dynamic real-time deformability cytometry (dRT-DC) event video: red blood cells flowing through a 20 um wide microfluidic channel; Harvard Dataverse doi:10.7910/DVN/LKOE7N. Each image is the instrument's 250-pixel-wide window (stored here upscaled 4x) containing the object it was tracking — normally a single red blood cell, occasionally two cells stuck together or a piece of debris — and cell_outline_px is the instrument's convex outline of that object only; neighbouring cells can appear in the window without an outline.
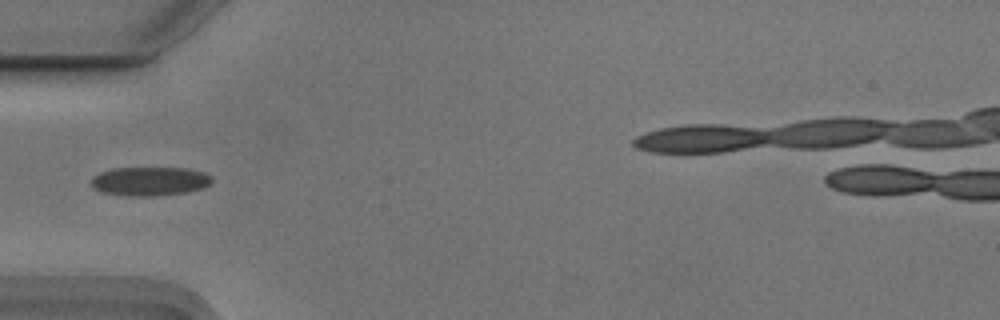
{"species": "Egyptian fruit bat (a non-hibernating species)", "species_latin": "Rousettus aegyptiacus", "temperature_condition": "cold", "stored_images_in_passage": 34, "camera_frame_rate_fps": 3000, "um_per_image_px": 0.085, "animal": {"sex": "male"}, "frame": {"image": 1, "passage_image": 1, "time_ms": 0.0, "image_size_px": [1000, 320], "cell_outline_px": [[212, 184], [204, 188], [188, 192], [156, 196], [124, 196], [100, 192], [92, 188], [92, 176], [100, 172], [112, 168], [184, 168], [204, 172], [212, 176]], "centroid_in_image_um": [12.73, 15.42], "position_along_channel_um": 72.3, "area_um2": 20.69}}
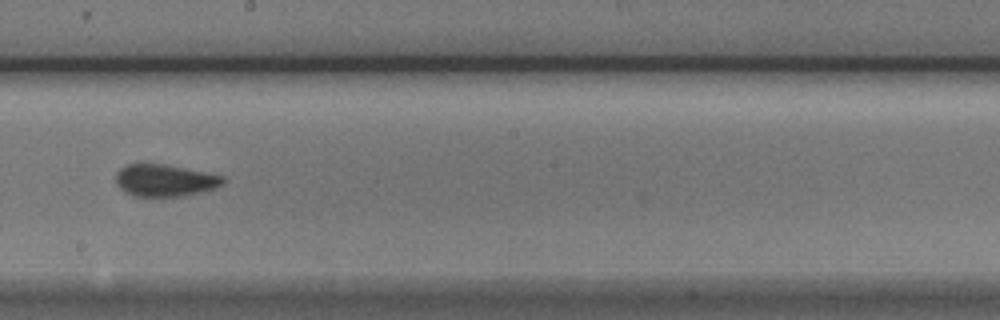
{"frame": {"image": 2, "passage_image": 14, "time_ms": 4.333, "image_size_px": [1000, 320], "cell_outline_px": [[224, 184], [216, 188], [184, 196], [132, 196], [124, 192], [116, 184], [116, 172], [120, 168], [128, 164], [164, 164], [208, 172], [224, 176]], "centroid_in_image_um": [14.02, 15.33], "position_along_channel_um": 234.2, "area_um2": 20.17}}
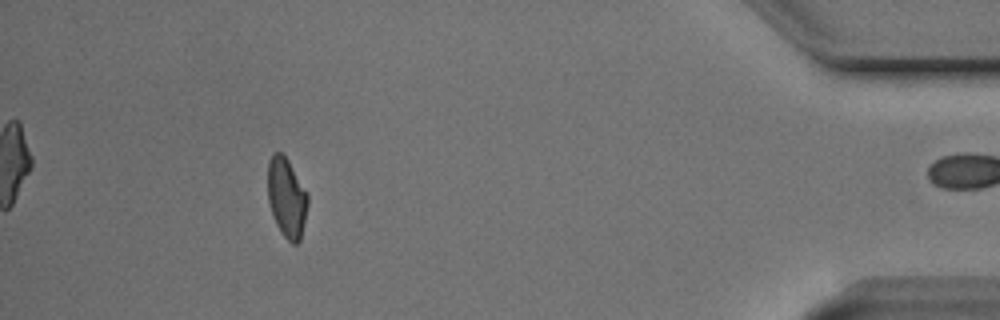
{"frame": {"image": 3, "passage_image": 33, "time_ms": 10.667, "image_size_px": [1000, 320], "cell_outline_px": [[308, 204], [300, 240], [296, 244], [292, 244], [284, 236], [276, 224], [272, 216], [268, 200], [268, 160], [276, 152], [280, 152], [288, 160], [308, 192]], "centroid_in_image_um": [24.37, 16.8], "position_along_channel_um": 410.8, "area_um2": 18.55}, "authors_computed_cell_mechanics": {"area_um2": 19.9699, "velocity_mm_per_s": 3.7296, "shape_relaxation_time_tau1_ms": 6.0752, "shape_relaxation_time_tau2_ms": 1.7005, "deformation_change_tau1": 0.1245, "deformation_change_tau2": 0.0551}}